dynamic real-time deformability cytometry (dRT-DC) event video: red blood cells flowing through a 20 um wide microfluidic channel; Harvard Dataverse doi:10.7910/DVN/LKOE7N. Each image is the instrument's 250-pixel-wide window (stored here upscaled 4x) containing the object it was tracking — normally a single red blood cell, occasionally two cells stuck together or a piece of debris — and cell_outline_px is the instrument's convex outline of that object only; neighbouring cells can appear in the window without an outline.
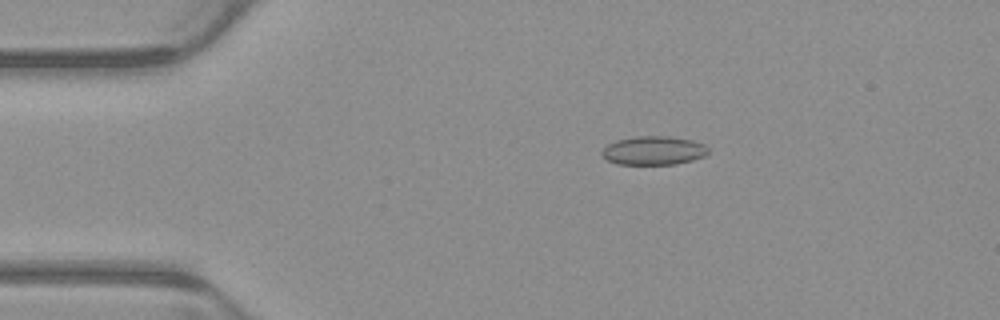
{"species": "common noctule bat (a hibernating species)", "species_latin": "Nyctalus noctula", "temperature_condition": "warm", "stored_images_in_passage": 7, "camera_frame_rate_fps": 3000, "um_per_image_px": 0.085, "animal": {"sex": "male", "body_mass_g": 23.1, "forearm_length_mm": 52.7}, "frame": {"image": 1, "passage_image": 2, "time_ms": 0.333, "image_size_px": [1000, 320], "cell_outline_px": [[708, 152], [704, 156], [692, 160], [676, 164], [616, 164], [608, 160], [600, 152], [608, 144], [616, 140], [636, 136], [668, 136], [692, 140], [704, 144], [708, 148]], "centroid_in_image_um": [55.55, 12.79], "position_along_channel_um": 29.4, "area_um2": 17.74}}
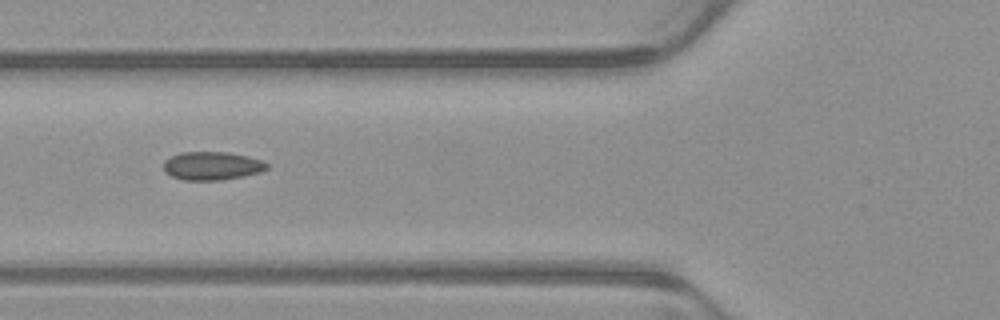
{"frame": {"image": 2, "passage_image": 5, "time_ms": 1.333, "image_size_px": [1000, 320], "cell_outline_px": [[268, 168], [260, 172], [244, 176], [220, 180], [184, 180], [172, 176], [164, 172], [164, 160], [180, 152], [224, 152], [248, 156], [260, 160], [268, 164]], "centroid_in_image_um": [18.0, 14.1], "position_along_channel_um": 107.8, "area_um2": 16.99}}
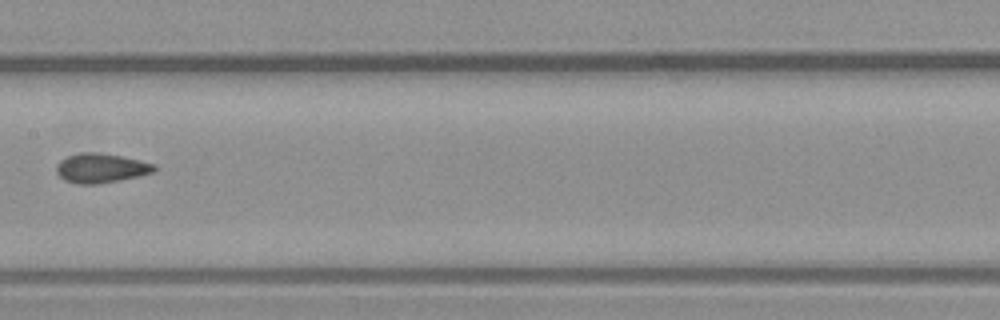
{"frame": {"image": 3, "passage_image": 7, "time_ms": 2.0, "image_size_px": [1000, 320], "cell_outline_px": [[156, 168], [152, 172], [120, 180], [100, 184], [76, 184], [64, 180], [56, 172], [56, 164], [60, 160], [68, 156], [80, 152], [96, 152], [120, 156], [140, 160], [156, 164]], "centroid_in_image_um": [8.54, 14.29], "position_along_channel_um": 198.9, "area_um2": 16.76}}